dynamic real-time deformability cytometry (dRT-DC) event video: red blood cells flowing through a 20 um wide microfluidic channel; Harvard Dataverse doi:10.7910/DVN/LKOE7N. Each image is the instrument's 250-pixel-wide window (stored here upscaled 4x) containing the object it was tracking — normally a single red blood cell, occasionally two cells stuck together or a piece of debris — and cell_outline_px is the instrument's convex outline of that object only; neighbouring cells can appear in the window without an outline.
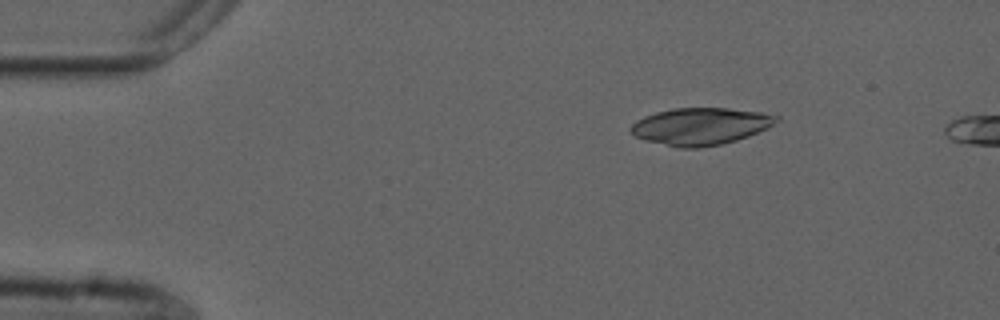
{"species": "common noctule bat (a hibernating species)", "species_latin": "Nyctalus noctula", "temperature_condition": "cold", "stored_images_in_passage": 4, "camera_frame_rate_fps": 3000, "um_per_image_px": 0.085, "animal": {"sex": "male", "forearm_length_mm": 52.5}, "frame": {"image": 1, "passage_image": 1, "time_ms": 0.0, "image_size_px": [1000, 320], "cell_outline_px": [[780, 120], [768, 128], [748, 136], [736, 140], [720, 144], [696, 148], [676, 148], [644, 140], [636, 136], [628, 128], [636, 120], [644, 116], [656, 112], [672, 108], [728, 108], [760, 112], [780, 116]], "centroid_in_image_um": [59.53, 10.73], "position_along_channel_um": 25.5, "area_um2": 31.62}}